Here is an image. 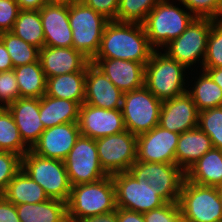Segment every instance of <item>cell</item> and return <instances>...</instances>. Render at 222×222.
Segmentation results:
<instances>
[{"instance_id": "bcb514c9", "label": "cell", "mask_w": 222, "mask_h": 222, "mask_svg": "<svg viewBox=\"0 0 222 222\" xmlns=\"http://www.w3.org/2000/svg\"><path fill=\"white\" fill-rule=\"evenodd\" d=\"M14 69L11 57L6 50L5 45L0 40V72Z\"/></svg>"}, {"instance_id": "681fc988", "label": "cell", "mask_w": 222, "mask_h": 222, "mask_svg": "<svg viewBox=\"0 0 222 222\" xmlns=\"http://www.w3.org/2000/svg\"><path fill=\"white\" fill-rule=\"evenodd\" d=\"M47 3H67L71 0H45Z\"/></svg>"}, {"instance_id": "7402d4cb", "label": "cell", "mask_w": 222, "mask_h": 222, "mask_svg": "<svg viewBox=\"0 0 222 222\" xmlns=\"http://www.w3.org/2000/svg\"><path fill=\"white\" fill-rule=\"evenodd\" d=\"M13 116L23 142L31 149L46 129L40 120V98H18L6 107Z\"/></svg>"}, {"instance_id": "4dcf8cb0", "label": "cell", "mask_w": 222, "mask_h": 222, "mask_svg": "<svg viewBox=\"0 0 222 222\" xmlns=\"http://www.w3.org/2000/svg\"><path fill=\"white\" fill-rule=\"evenodd\" d=\"M187 92L191 95L199 112L222 106V89L203 70L192 90Z\"/></svg>"}, {"instance_id": "c3c4849f", "label": "cell", "mask_w": 222, "mask_h": 222, "mask_svg": "<svg viewBox=\"0 0 222 222\" xmlns=\"http://www.w3.org/2000/svg\"><path fill=\"white\" fill-rule=\"evenodd\" d=\"M222 89V68H201Z\"/></svg>"}, {"instance_id": "ffe728a7", "label": "cell", "mask_w": 222, "mask_h": 222, "mask_svg": "<svg viewBox=\"0 0 222 222\" xmlns=\"http://www.w3.org/2000/svg\"><path fill=\"white\" fill-rule=\"evenodd\" d=\"M123 92L93 63L87 65L84 103L103 108L121 109Z\"/></svg>"}, {"instance_id": "1f68e13d", "label": "cell", "mask_w": 222, "mask_h": 222, "mask_svg": "<svg viewBox=\"0 0 222 222\" xmlns=\"http://www.w3.org/2000/svg\"><path fill=\"white\" fill-rule=\"evenodd\" d=\"M29 150L10 111L6 107H0V151L16 153L23 157Z\"/></svg>"}, {"instance_id": "ab89813d", "label": "cell", "mask_w": 222, "mask_h": 222, "mask_svg": "<svg viewBox=\"0 0 222 222\" xmlns=\"http://www.w3.org/2000/svg\"><path fill=\"white\" fill-rule=\"evenodd\" d=\"M145 222H183L178 202H167L143 214Z\"/></svg>"}, {"instance_id": "f546056e", "label": "cell", "mask_w": 222, "mask_h": 222, "mask_svg": "<svg viewBox=\"0 0 222 222\" xmlns=\"http://www.w3.org/2000/svg\"><path fill=\"white\" fill-rule=\"evenodd\" d=\"M11 33L39 50L44 47V32L39 10H20Z\"/></svg>"}, {"instance_id": "3957f363", "label": "cell", "mask_w": 222, "mask_h": 222, "mask_svg": "<svg viewBox=\"0 0 222 222\" xmlns=\"http://www.w3.org/2000/svg\"><path fill=\"white\" fill-rule=\"evenodd\" d=\"M185 69L165 52L155 49L145 65L144 86L161 101L172 99L188 91L184 87Z\"/></svg>"}, {"instance_id": "ac0fdd59", "label": "cell", "mask_w": 222, "mask_h": 222, "mask_svg": "<svg viewBox=\"0 0 222 222\" xmlns=\"http://www.w3.org/2000/svg\"><path fill=\"white\" fill-rule=\"evenodd\" d=\"M39 12L44 32V46L72 47L69 2L47 3Z\"/></svg>"}, {"instance_id": "30bf717a", "label": "cell", "mask_w": 222, "mask_h": 222, "mask_svg": "<svg viewBox=\"0 0 222 222\" xmlns=\"http://www.w3.org/2000/svg\"><path fill=\"white\" fill-rule=\"evenodd\" d=\"M215 21L210 18H195L180 36L165 46L167 49L164 52L186 68H191V65L201 59L203 65L208 35Z\"/></svg>"}, {"instance_id": "836d02e7", "label": "cell", "mask_w": 222, "mask_h": 222, "mask_svg": "<svg viewBox=\"0 0 222 222\" xmlns=\"http://www.w3.org/2000/svg\"><path fill=\"white\" fill-rule=\"evenodd\" d=\"M161 0H119L115 21L142 24Z\"/></svg>"}, {"instance_id": "8d00e7d4", "label": "cell", "mask_w": 222, "mask_h": 222, "mask_svg": "<svg viewBox=\"0 0 222 222\" xmlns=\"http://www.w3.org/2000/svg\"><path fill=\"white\" fill-rule=\"evenodd\" d=\"M196 18L222 20V0H178Z\"/></svg>"}, {"instance_id": "4316f807", "label": "cell", "mask_w": 222, "mask_h": 222, "mask_svg": "<svg viewBox=\"0 0 222 222\" xmlns=\"http://www.w3.org/2000/svg\"><path fill=\"white\" fill-rule=\"evenodd\" d=\"M86 74L87 72H74L47 78L45 95L83 104Z\"/></svg>"}, {"instance_id": "f6af8a7d", "label": "cell", "mask_w": 222, "mask_h": 222, "mask_svg": "<svg viewBox=\"0 0 222 222\" xmlns=\"http://www.w3.org/2000/svg\"><path fill=\"white\" fill-rule=\"evenodd\" d=\"M77 222H117V208L109 213L77 219Z\"/></svg>"}, {"instance_id": "d6986e66", "label": "cell", "mask_w": 222, "mask_h": 222, "mask_svg": "<svg viewBox=\"0 0 222 222\" xmlns=\"http://www.w3.org/2000/svg\"><path fill=\"white\" fill-rule=\"evenodd\" d=\"M90 62L123 93L144 86L145 66L142 63L108 58H93Z\"/></svg>"}, {"instance_id": "d590c367", "label": "cell", "mask_w": 222, "mask_h": 222, "mask_svg": "<svg viewBox=\"0 0 222 222\" xmlns=\"http://www.w3.org/2000/svg\"><path fill=\"white\" fill-rule=\"evenodd\" d=\"M202 68H222V20L212 24Z\"/></svg>"}, {"instance_id": "cb8c5ba5", "label": "cell", "mask_w": 222, "mask_h": 222, "mask_svg": "<svg viewBox=\"0 0 222 222\" xmlns=\"http://www.w3.org/2000/svg\"><path fill=\"white\" fill-rule=\"evenodd\" d=\"M186 179L198 185L219 187L222 184V151L212 148L186 172Z\"/></svg>"}, {"instance_id": "277c9868", "label": "cell", "mask_w": 222, "mask_h": 222, "mask_svg": "<svg viewBox=\"0 0 222 222\" xmlns=\"http://www.w3.org/2000/svg\"><path fill=\"white\" fill-rule=\"evenodd\" d=\"M196 17L169 0H161L142 23L150 45L156 50L180 36Z\"/></svg>"}, {"instance_id": "ba28073f", "label": "cell", "mask_w": 222, "mask_h": 222, "mask_svg": "<svg viewBox=\"0 0 222 222\" xmlns=\"http://www.w3.org/2000/svg\"><path fill=\"white\" fill-rule=\"evenodd\" d=\"M162 101L155 97L145 86L124 92L122 116L126 130L138 136L158 126Z\"/></svg>"}, {"instance_id": "44dd1931", "label": "cell", "mask_w": 222, "mask_h": 222, "mask_svg": "<svg viewBox=\"0 0 222 222\" xmlns=\"http://www.w3.org/2000/svg\"><path fill=\"white\" fill-rule=\"evenodd\" d=\"M39 60L46 78L74 72H87L90 60L73 47L44 46Z\"/></svg>"}, {"instance_id": "7a4b0ae2", "label": "cell", "mask_w": 222, "mask_h": 222, "mask_svg": "<svg viewBox=\"0 0 222 222\" xmlns=\"http://www.w3.org/2000/svg\"><path fill=\"white\" fill-rule=\"evenodd\" d=\"M116 210L115 185L111 175L87 184L71 187L67 217L82 219Z\"/></svg>"}, {"instance_id": "8fae6325", "label": "cell", "mask_w": 222, "mask_h": 222, "mask_svg": "<svg viewBox=\"0 0 222 222\" xmlns=\"http://www.w3.org/2000/svg\"><path fill=\"white\" fill-rule=\"evenodd\" d=\"M71 186L97 182L108 174L103 170L96 140L80 135L64 160Z\"/></svg>"}, {"instance_id": "2e32d148", "label": "cell", "mask_w": 222, "mask_h": 222, "mask_svg": "<svg viewBox=\"0 0 222 222\" xmlns=\"http://www.w3.org/2000/svg\"><path fill=\"white\" fill-rule=\"evenodd\" d=\"M80 135L77 122L49 127L42 132L30 150L44 158L64 161Z\"/></svg>"}, {"instance_id": "6da1fadb", "label": "cell", "mask_w": 222, "mask_h": 222, "mask_svg": "<svg viewBox=\"0 0 222 222\" xmlns=\"http://www.w3.org/2000/svg\"><path fill=\"white\" fill-rule=\"evenodd\" d=\"M154 50L143 24L109 21L94 58L129 60L145 66Z\"/></svg>"}, {"instance_id": "816d5d0a", "label": "cell", "mask_w": 222, "mask_h": 222, "mask_svg": "<svg viewBox=\"0 0 222 222\" xmlns=\"http://www.w3.org/2000/svg\"><path fill=\"white\" fill-rule=\"evenodd\" d=\"M219 199L222 207V191L219 189Z\"/></svg>"}, {"instance_id": "ee69618b", "label": "cell", "mask_w": 222, "mask_h": 222, "mask_svg": "<svg viewBox=\"0 0 222 222\" xmlns=\"http://www.w3.org/2000/svg\"><path fill=\"white\" fill-rule=\"evenodd\" d=\"M117 222H145V220L142 213L117 208Z\"/></svg>"}, {"instance_id": "52a82bcc", "label": "cell", "mask_w": 222, "mask_h": 222, "mask_svg": "<svg viewBox=\"0 0 222 222\" xmlns=\"http://www.w3.org/2000/svg\"><path fill=\"white\" fill-rule=\"evenodd\" d=\"M178 204L183 222H222L219 188L183 182Z\"/></svg>"}, {"instance_id": "83f0119b", "label": "cell", "mask_w": 222, "mask_h": 222, "mask_svg": "<svg viewBox=\"0 0 222 222\" xmlns=\"http://www.w3.org/2000/svg\"><path fill=\"white\" fill-rule=\"evenodd\" d=\"M20 222H62L67 217V203L48 199L41 203L16 205Z\"/></svg>"}, {"instance_id": "f5cc1de1", "label": "cell", "mask_w": 222, "mask_h": 222, "mask_svg": "<svg viewBox=\"0 0 222 222\" xmlns=\"http://www.w3.org/2000/svg\"><path fill=\"white\" fill-rule=\"evenodd\" d=\"M218 188L222 191V184Z\"/></svg>"}, {"instance_id": "5b68a950", "label": "cell", "mask_w": 222, "mask_h": 222, "mask_svg": "<svg viewBox=\"0 0 222 222\" xmlns=\"http://www.w3.org/2000/svg\"><path fill=\"white\" fill-rule=\"evenodd\" d=\"M69 21L72 47L91 61L99 50L104 28L109 20L80 0H71Z\"/></svg>"}, {"instance_id": "603a6c76", "label": "cell", "mask_w": 222, "mask_h": 222, "mask_svg": "<svg viewBox=\"0 0 222 222\" xmlns=\"http://www.w3.org/2000/svg\"><path fill=\"white\" fill-rule=\"evenodd\" d=\"M212 148L210 137L199 127L185 131L178 138L175 152L176 165L186 172Z\"/></svg>"}, {"instance_id": "9a60e30c", "label": "cell", "mask_w": 222, "mask_h": 222, "mask_svg": "<svg viewBox=\"0 0 222 222\" xmlns=\"http://www.w3.org/2000/svg\"><path fill=\"white\" fill-rule=\"evenodd\" d=\"M179 133L155 126L137 136V161L176 164Z\"/></svg>"}, {"instance_id": "60d3db41", "label": "cell", "mask_w": 222, "mask_h": 222, "mask_svg": "<svg viewBox=\"0 0 222 222\" xmlns=\"http://www.w3.org/2000/svg\"><path fill=\"white\" fill-rule=\"evenodd\" d=\"M19 12L15 0H0V33L11 32Z\"/></svg>"}, {"instance_id": "4fadbf2b", "label": "cell", "mask_w": 222, "mask_h": 222, "mask_svg": "<svg viewBox=\"0 0 222 222\" xmlns=\"http://www.w3.org/2000/svg\"><path fill=\"white\" fill-rule=\"evenodd\" d=\"M111 176L115 185L116 208L144 214L167 203L157 191L142 185L129 171Z\"/></svg>"}, {"instance_id": "9c48e42d", "label": "cell", "mask_w": 222, "mask_h": 222, "mask_svg": "<svg viewBox=\"0 0 222 222\" xmlns=\"http://www.w3.org/2000/svg\"><path fill=\"white\" fill-rule=\"evenodd\" d=\"M129 172L142 185L157 191L167 202H178L186 174L176 164L136 160Z\"/></svg>"}, {"instance_id": "d6a6232c", "label": "cell", "mask_w": 222, "mask_h": 222, "mask_svg": "<svg viewBox=\"0 0 222 222\" xmlns=\"http://www.w3.org/2000/svg\"><path fill=\"white\" fill-rule=\"evenodd\" d=\"M0 40L5 45L14 68L37 62L39 60V49L23 41L13 33H0Z\"/></svg>"}, {"instance_id": "484cf974", "label": "cell", "mask_w": 222, "mask_h": 222, "mask_svg": "<svg viewBox=\"0 0 222 222\" xmlns=\"http://www.w3.org/2000/svg\"><path fill=\"white\" fill-rule=\"evenodd\" d=\"M1 195L14 205L36 204L49 199L44 189L22 169L12 178Z\"/></svg>"}, {"instance_id": "e0dca14e", "label": "cell", "mask_w": 222, "mask_h": 222, "mask_svg": "<svg viewBox=\"0 0 222 222\" xmlns=\"http://www.w3.org/2000/svg\"><path fill=\"white\" fill-rule=\"evenodd\" d=\"M199 111L191 95L185 92L162 101L158 125L174 133H183L198 127Z\"/></svg>"}, {"instance_id": "e575fe53", "label": "cell", "mask_w": 222, "mask_h": 222, "mask_svg": "<svg viewBox=\"0 0 222 222\" xmlns=\"http://www.w3.org/2000/svg\"><path fill=\"white\" fill-rule=\"evenodd\" d=\"M198 127L210 137L213 148L222 151V106L200 111Z\"/></svg>"}, {"instance_id": "b9f144b4", "label": "cell", "mask_w": 222, "mask_h": 222, "mask_svg": "<svg viewBox=\"0 0 222 222\" xmlns=\"http://www.w3.org/2000/svg\"><path fill=\"white\" fill-rule=\"evenodd\" d=\"M86 6L97 11L109 21H115L118 12L119 0H80Z\"/></svg>"}, {"instance_id": "7c38bea8", "label": "cell", "mask_w": 222, "mask_h": 222, "mask_svg": "<svg viewBox=\"0 0 222 222\" xmlns=\"http://www.w3.org/2000/svg\"><path fill=\"white\" fill-rule=\"evenodd\" d=\"M100 164L108 175L128 172L137 160V136L125 130L96 139Z\"/></svg>"}, {"instance_id": "f35d334b", "label": "cell", "mask_w": 222, "mask_h": 222, "mask_svg": "<svg viewBox=\"0 0 222 222\" xmlns=\"http://www.w3.org/2000/svg\"><path fill=\"white\" fill-rule=\"evenodd\" d=\"M20 98L14 70L0 72V107H7Z\"/></svg>"}, {"instance_id": "7bdbcfd3", "label": "cell", "mask_w": 222, "mask_h": 222, "mask_svg": "<svg viewBox=\"0 0 222 222\" xmlns=\"http://www.w3.org/2000/svg\"><path fill=\"white\" fill-rule=\"evenodd\" d=\"M0 222H20L16 205L6 200L0 194Z\"/></svg>"}, {"instance_id": "f907efd6", "label": "cell", "mask_w": 222, "mask_h": 222, "mask_svg": "<svg viewBox=\"0 0 222 222\" xmlns=\"http://www.w3.org/2000/svg\"><path fill=\"white\" fill-rule=\"evenodd\" d=\"M62 222H77V220L66 217Z\"/></svg>"}, {"instance_id": "5bb4252c", "label": "cell", "mask_w": 222, "mask_h": 222, "mask_svg": "<svg viewBox=\"0 0 222 222\" xmlns=\"http://www.w3.org/2000/svg\"><path fill=\"white\" fill-rule=\"evenodd\" d=\"M77 123L81 135L94 140L126 130L121 109H103L86 103L80 105Z\"/></svg>"}, {"instance_id": "f1b7e54d", "label": "cell", "mask_w": 222, "mask_h": 222, "mask_svg": "<svg viewBox=\"0 0 222 222\" xmlns=\"http://www.w3.org/2000/svg\"><path fill=\"white\" fill-rule=\"evenodd\" d=\"M21 98H41L46 93L47 78L40 60L14 69Z\"/></svg>"}, {"instance_id": "7dc6e473", "label": "cell", "mask_w": 222, "mask_h": 222, "mask_svg": "<svg viewBox=\"0 0 222 222\" xmlns=\"http://www.w3.org/2000/svg\"><path fill=\"white\" fill-rule=\"evenodd\" d=\"M20 10H40L47 2L45 0H15Z\"/></svg>"}, {"instance_id": "d4e9b609", "label": "cell", "mask_w": 222, "mask_h": 222, "mask_svg": "<svg viewBox=\"0 0 222 222\" xmlns=\"http://www.w3.org/2000/svg\"><path fill=\"white\" fill-rule=\"evenodd\" d=\"M79 108L75 101L44 95L40 98V120L45 128L78 122Z\"/></svg>"}, {"instance_id": "74e56055", "label": "cell", "mask_w": 222, "mask_h": 222, "mask_svg": "<svg viewBox=\"0 0 222 222\" xmlns=\"http://www.w3.org/2000/svg\"><path fill=\"white\" fill-rule=\"evenodd\" d=\"M21 170V156L16 153L0 151V194L12 178Z\"/></svg>"}, {"instance_id": "8992f818", "label": "cell", "mask_w": 222, "mask_h": 222, "mask_svg": "<svg viewBox=\"0 0 222 222\" xmlns=\"http://www.w3.org/2000/svg\"><path fill=\"white\" fill-rule=\"evenodd\" d=\"M21 169L44 189L49 199L67 203L72 186L64 161L44 158L29 150L21 157Z\"/></svg>"}]
</instances>
